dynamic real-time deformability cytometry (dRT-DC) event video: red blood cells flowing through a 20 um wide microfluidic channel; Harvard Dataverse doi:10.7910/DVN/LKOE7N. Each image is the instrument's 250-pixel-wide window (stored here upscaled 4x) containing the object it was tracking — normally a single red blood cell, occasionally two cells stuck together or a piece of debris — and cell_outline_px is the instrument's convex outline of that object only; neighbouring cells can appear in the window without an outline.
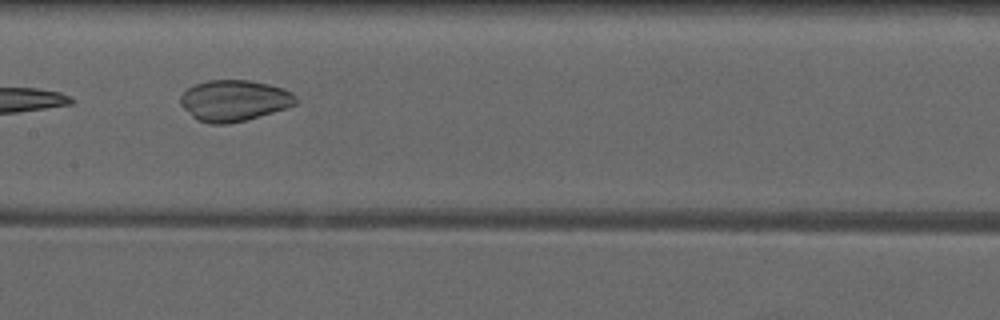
{"species": "common noctule bat (a hibernating species)", "species_latin": "Nyctalus noctula", "temperature_condition": "warm", "stored_images_in_passage": 7, "camera_frame_rate_fps": 3000, "um_per_image_px": 0.085, "animal": {"sex": "male", "forearm_length_mm": 52.5}, "frame": {"image": 1, "passage_image": 7, "time_ms": 8.0, "image_size_px": [1000, 320], "cell_outline_px": [[296, 104], [272, 112], [244, 120], [228, 124], [212, 124], [196, 120], [180, 104], [180, 96], [188, 88], [196, 84], [208, 80], [248, 80], [268, 84], [284, 88], [292, 92], [296, 96]], "centroid_in_image_um": [19.89, 8.54], "position_along_channel_um": 187.5, "area_um2": 27.46}}